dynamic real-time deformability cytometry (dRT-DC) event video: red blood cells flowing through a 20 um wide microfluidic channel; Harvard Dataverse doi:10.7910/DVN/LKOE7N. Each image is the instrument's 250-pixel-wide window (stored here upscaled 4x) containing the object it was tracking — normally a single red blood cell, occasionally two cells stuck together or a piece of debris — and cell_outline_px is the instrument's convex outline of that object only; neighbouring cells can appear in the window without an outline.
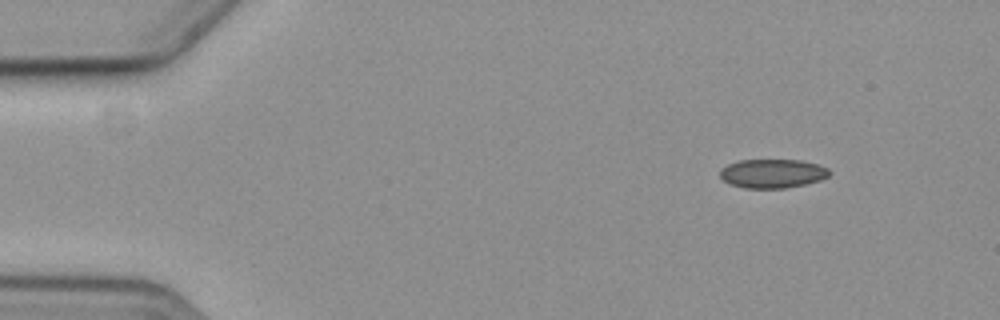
{"species": "common noctule bat (a hibernating species)", "species_latin": "Nyctalus noctula", "temperature_condition": "cold", "stored_images_in_passage": 4, "camera_frame_rate_fps": 3000, "um_per_image_px": 0.085, "animal": {"sex": "female", "body_mass_g": 19.3, "forearm_length_mm": 54.1}, "frame": {"image": 1, "passage_image": 1, "time_ms": 0.0, "image_size_px": [1000, 320], "cell_outline_px": [[832, 172], [828, 176], [820, 180], [804, 184], [784, 188], [744, 188], [732, 184], [724, 180], [720, 176], [720, 168], [728, 164], [740, 160], [800, 160], [816, 164], [828, 168]], "centroid_in_image_um": [65.66, 14.74], "position_along_channel_um": 19.3, "area_um2": 18.32}}
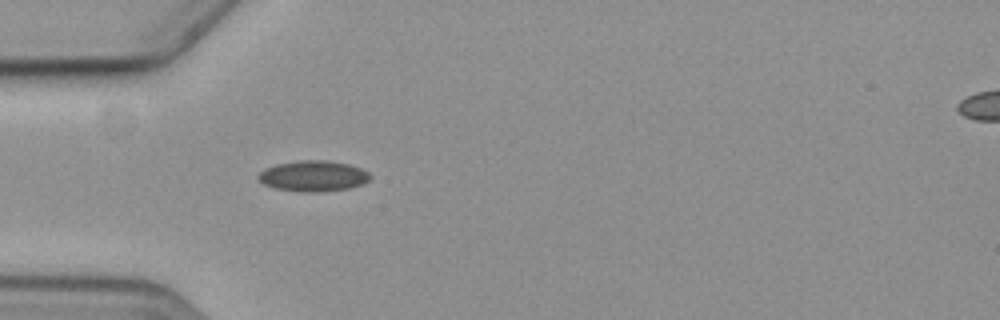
{"frame": {"image": 2, "passage_image": 4, "time_ms": 3.667, "image_size_px": [1000, 320], "cell_outline_px": [[372, 176], [364, 184], [348, 188], [320, 192], [300, 192], [276, 188], [264, 184], [256, 176], [264, 168], [276, 164], [300, 160], [328, 160], [348, 164], [360, 168], [368, 172]], "centroid_in_image_um": [26.62, 14.96], "position_along_channel_um": 58.4, "area_um2": 20.11}}